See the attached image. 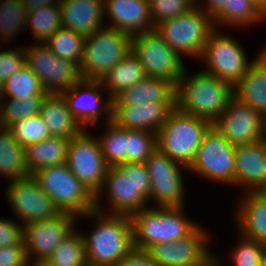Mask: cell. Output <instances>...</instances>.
Listing matches in <instances>:
<instances>
[{"mask_svg":"<svg viewBox=\"0 0 266 266\" xmlns=\"http://www.w3.org/2000/svg\"><path fill=\"white\" fill-rule=\"evenodd\" d=\"M188 173L235 188V147L211 126L188 167Z\"/></svg>","mask_w":266,"mask_h":266,"instance_id":"10","label":"cell"},{"mask_svg":"<svg viewBox=\"0 0 266 266\" xmlns=\"http://www.w3.org/2000/svg\"><path fill=\"white\" fill-rule=\"evenodd\" d=\"M265 123L266 117L234 96L212 126L236 147L264 140Z\"/></svg>","mask_w":266,"mask_h":266,"instance_id":"17","label":"cell"},{"mask_svg":"<svg viewBox=\"0 0 266 266\" xmlns=\"http://www.w3.org/2000/svg\"><path fill=\"white\" fill-rule=\"evenodd\" d=\"M132 53L148 77L167 80L175 87L187 69L184 59L170 48L156 30L133 36Z\"/></svg>","mask_w":266,"mask_h":266,"instance_id":"12","label":"cell"},{"mask_svg":"<svg viewBox=\"0 0 266 266\" xmlns=\"http://www.w3.org/2000/svg\"><path fill=\"white\" fill-rule=\"evenodd\" d=\"M23 47L25 64L39 77L47 93L60 94L81 80L79 67L53 54L45 43Z\"/></svg>","mask_w":266,"mask_h":266,"instance_id":"16","label":"cell"},{"mask_svg":"<svg viewBox=\"0 0 266 266\" xmlns=\"http://www.w3.org/2000/svg\"><path fill=\"white\" fill-rule=\"evenodd\" d=\"M103 93L106 94L105 98ZM60 94L71 114L84 129L99 128L98 124L112 121L113 99L101 81L81 79Z\"/></svg>","mask_w":266,"mask_h":266,"instance_id":"14","label":"cell"},{"mask_svg":"<svg viewBox=\"0 0 266 266\" xmlns=\"http://www.w3.org/2000/svg\"><path fill=\"white\" fill-rule=\"evenodd\" d=\"M266 9V0H257Z\"/></svg>","mask_w":266,"mask_h":266,"instance_id":"52","label":"cell"},{"mask_svg":"<svg viewBox=\"0 0 266 266\" xmlns=\"http://www.w3.org/2000/svg\"><path fill=\"white\" fill-rule=\"evenodd\" d=\"M62 27L89 35L106 27L104 0H61Z\"/></svg>","mask_w":266,"mask_h":266,"instance_id":"24","label":"cell"},{"mask_svg":"<svg viewBox=\"0 0 266 266\" xmlns=\"http://www.w3.org/2000/svg\"><path fill=\"white\" fill-rule=\"evenodd\" d=\"M116 266H159L145 250L133 248Z\"/></svg>","mask_w":266,"mask_h":266,"instance_id":"46","label":"cell"},{"mask_svg":"<svg viewBox=\"0 0 266 266\" xmlns=\"http://www.w3.org/2000/svg\"><path fill=\"white\" fill-rule=\"evenodd\" d=\"M7 183L4 190L5 200L14 213V218L17 217L16 220L23 226L49 220L63 213L32 175L9 180Z\"/></svg>","mask_w":266,"mask_h":266,"instance_id":"13","label":"cell"},{"mask_svg":"<svg viewBox=\"0 0 266 266\" xmlns=\"http://www.w3.org/2000/svg\"><path fill=\"white\" fill-rule=\"evenodd\" d=\"M1 47V46H0ZM1 49V48H0ZM25 65L24 47H6L0 50V80L4 82Z\"/></svg>","mask_w":266,"mask_h":266,"instance_id":"43","label":"cell"},{"mask_svg":"<svg viewBox=\"0 0 266 266\" xmlns=\"http://www.w3.org/2000/svg\"><path fill=\"white\" fill-rule=\"evenodd\" d=\"M5 97V94H4V87H3V82L0 80V103H1V100Z\"/></svg>","mask_w":266,"mask_h":266,"instance_id":"51","label":"cell"},{"mask_svg":"<svg viewBox=\"0 0 266 266\" xmlns=\"http://www.w3.org/2000/svg\"><path fill=\"white\" fill-rule=\"evenodd\" d=\"M8 129L23 147L51 137L48 126L40 114L18 120L11 124Z\"/></svg>","mask_w":266,"mask_h":266,"instance_id":"40","label":"cell"},{"mask_svg":"<svg viewBox=\"0 0 266 266\" xmlns=\"http://www.w3.org/2000/svg\"><path fill=\"white\" fill-rule=\"evenodd\" d=\"M148 76L138 58L130 52L118 62L101 80L105 90L115 99L124 90L130 88Z\"/></svg>","mask_w":266,"mask_h":266,"instance_id":"30","label":"cell"},{"mask_svg":"<svg viewBox=\"0 0 266 266\" xmlns=\"http://www.w3.org/2000/svg\"><path fill=\"white\" fill-rule=\"evenodd\" d=\"M29 266H55V265L47 259H40L29 262Z\"/></svg>","mask_w":266,"mask_h":266,"instance_id":"50","label":"cell"},{"mask_svg":"<svg viewBox=\"0 0 266 266\" xmlns=\"http://www.w3.org/2000/svg\"><path fill=\"white\" fill-rule=\"evenodd\" d=\"M84 129L69 140L67 166L81 183L95 196L100 191L108 166L101 152L97 136Z\"/></svg>","mask_w":266,"mask_h":266,"instance_id":"15","label":"cell"},{"mask_svg":"<svg viewBox=\"0 0 266 266\" xmlns=\"http://www.w3.org/2000/svg\"><path fill=\"white\" fill-rule=\"evenodd\" d=\"M156 148V133L126 129V162L144 163Z\"/></svg>","mask_w":266,"mask_h":266,"instance_id":"41","label":"cell"},{"mask_svg":"<svg viewBox=\"0 0 266 266\" xmlns=\"http://www.w3.org/2000/svg\"><path fill=\"white\" fill-rule=\"evenodd\" d=\"M106 27L132 37L155 30L149 0H104ZM107 17V18H106Z\"/></svg>","mask_w":266,"mask_h":266,"instance_id":"20","label":"cell"},{"mask_svg":"<svg viewBox=\"0 0 266 266\" xmlns=\"http://www.w3.org/2000/svg\"><path fill=\"white\" fill-rule=\"evenodd\" d=\"M260 192L266 196V186Z\"/></svg>","mask_w":266,"mask_h":266,"instance_id":"53","label":"cell"},{"mask_svg":"<svg viewBox=\"0 0 266 266\" xmlns=\"http://www.w3.org/2000/svg\"><path fill=\"white\" fill-rule=\"evenodd\" d=\"M82 218L95 223L88 232L81 231L88 266H116L134 248L130 216L93 210L79 216L77 225Z\"/></svg>","mask_w":266,"mask_h":266,"instance_id":"2","label":"cell"},{"mask_svg":"<svg viewBox=\"0 0 266 266\" xmlns=\"http://www.w3.org/2000/svg\"><path fill=\"white\" fill-rule=\"evenodd\" d=\"M183 207H146L131 218L133 247L146 250L151 245L174 242L189 236L199 225Z\"/></svg>","mask_w":266,"mask_h":266,"instance_id":"4","label":"cell"},{"mask_svg":"<svg viewBox=\"0 0 266 266\" xmlns=\"http://www.w3.org/2000/svg\"><path fill=\"white\" fill-rule=\"evenodd\" d=\"M39 114L48 126L51 136L70 140L84 130L71 114L61 94L48 93L41 104Z\"/></svg>","mask_w":266,"mask_h":266,"instance_id":"26","label":"cell"},{"mask_svg":"<svg viewBox=\"0 0 266 266\" xmlns=\"http://www.w3.org/2000/svg\"><path fill=\"white\" fill-rule=\"evenodd\" d=\"M0 266H29L24 245L0 247Z\"/></svg>","mask_w":266,"mask_h":266,"instance_id":"45","label":"cell"},{"mask_svg":"<svg viewBox=\"0 0 266 266\" xmlns=\"http://www.w3.org/2000/svg\"><path fill=\"white\" fill-rule=\"evenodd\" d=\"M196 72L188 76L185 69L177 83L176 108L213 124L234 97V86L202 69Z\"/></svg>","mask_w":266,"mask_h":266,"instance_id":"3","label":"cell"},{"mask_svg":"<svg viewBox=\"0 0 266 266\" xmlns=\"http://www.w3.org/2000/svg\"><path fill=\"white\" fill-rule=\"evenodd\" d=\"M237 244L233 245L231 251L227 254L229 264L232 266H263V260L266 253V246L253 239H249L236 232ZM230 258V259H229Z\"/></svg>","mask_w":266,"mask_h":266,"instance_id":"39","label":"cell"},{"mask_svg":"<svg viewBox=\"0 0 266 266\" xmlns=\"http://www.w3.org/2000/svg\"><path fill=\"white\" fill-rule=\"evenodd\" d=\"M44 98L45 96H33L29 99L4 97L0 103V127L8 128L18 120L38 115Z\"/></svg>","mask_w":266,"mask_h":266,"instance_id":"38","label":"cell"},{"mask_svg":"<svg viewBox=\"0 0 266 266\" xmlns=\"http://www.w3.org/2000/svg\"><path fill=\"white\" fill-rule=\"evenodd\" d=\"M27 15L23 0L0 2V46L10 44L24 29L26 32Z\"/></svg>","mask_w":266,"mask_h":266,"instance_id":"32","label":"cell"},{"mask_svg":"<svg viewBox=\"0 0 266 266\" xmlns=\"http://www.w3.org/2000/svg\"><path fill=\"white\" fill-rule=\"evenodd\" d=\"M210 233L202 223L185 238L157 243L145 251L159 266H199L214 253Z\"/></svg>","mask_w":266,"mask_h":266,"instance_id":"18","label":"cell"},{"mask_svg":"<svg viewBox=\"0 0 266 266\" xmlns=\"http://www.w3.org/2000/svg\"><path fill=\"white\" fill-rule=\"evenodd\" d=\"M175 103H143L142 105H113L112 121L122 129L157 133Z\"/></svg>","mask_w":266,"mask_h":266,"instance_id":"23","label":"cell"},{"mask_svg":"<svg viewBox=\"0 0 266 266\" xmlns=\"http://www.w3.org/2000/svg\"><path fill=\"white\" fill-rule=\"evenodd\" d=\"M61 0H23L27 12L36 10L41 6L59 5Z\"/></svg>","mask_w":266,"mask_h":266,"instance_id":"48","label":"cell"},{"mask_svg":"<svg viewBox=\"0 0 266 266\" xmlns=\"http://www.w3.org/2000/svg\"><path fill=\"white\" fill-rule=\"evenodd\" d=\"M263 266H266V253H265L264 260H263Z\"/></svg>","mask_w":266,"mask_h":266,"instance_id":"54","label":"cell"},{"mask_svg":"<svg viewBox=\"0 0 266 266\" xmlns=\"http://www.w3.org/2000/svg\"><path fill=\"white\" fill-rule=\"evenodd\" d=\"M105 129L98 140L104 160L108 167H116L126 162V129L118 127L113 121L102 124Z\"/></svg>","mask_w":266,"mask_h":266,"instance_id":"37","label":"cell"},{"mask_svg":"<svg viewBox=\"0 0 266 266\" xmlns=\"http://www.w3.org/2000/svg\"><path fill=\"white\" fill-rule=\"evenodd\" d=\"M232 215L237 231L266 246V196L260 191L242 192Z\"/></svg>","mask_w":266,"mask_h":266,"instance_id":"22","label":"cell"},{"mask_svg":"<svg viewBox=\"0 0 266 266\" xmlns=\"http://www.w3.org/2000/svg\"><path fill=\"white\" fill-rule=\"evenodd\" d=\"M151 182L144 163L125 162L108 167L103 185L95 196V210L131 216L149 206ZM107 197H105V196ZM102 197L106 198V205Z\"/></svg>","mask_w":266,"mask_h":266,"instance_id":"1","label":"cell"},{"mask_svg":"<svg viewBox=\"0 0 266 266\" xmlns=\"http://www.w3.org/2000/svg\"><path fill=\"white\" fill-rule=\"evenodd\" d=\"M264 140L266 141V123H265V138Z\"/></svg>","mask_w":266,"mask_h":266,"instance_id":"55","label":"cell"},{"mask_svg":"<svg viewBox=\"0 0 266 266\" xmlns=\"http://www.w3.org/2000/svg\"><path fill=\"white\" fill-rule=\"evenodd\" d=\"M69 139L51 136L25 147L26 167L29 175L47 166L66 164Z\"/></svg>","mask_w":266,"mask_h":266,"instance_id":"29","label":"cell"},{"mask_svg":"<svg viewBox=\"0 0 266 266\" xmlns=\"http://www.w3.org/2000/svg\"><path fill=\"white\" fill-rule=\"evenodd\" d=\"M227 4L228 0H198L196 3L198 7L212 18H214Z\"/></svg>","mask_w":266,"mask_h":266,"instance_id":"47","label":"cell"},{"mask_svg":"<svg viewBox=\"0 0 266 266\" xmlns=\"http://www.w3.org/2000/svg\"><path fill=\"white\" fill-rule=\"evenodd\" d=\"M211 126L207 119L185 114L175 107L156 133L157 148L188 168Z\"/></svg>","mask_w":266,"mask_h":266,"instance_id":"5","label":"cell"},{"mask_svg":"<svg viewBox=\"0 0 266 266\" xmlns=\"http://www.w3.org/2000/svg\"><path fill=\"white\" fill-rule=\"evenodd\" d=\"M10 245H24L23 225L12 217H0V247Z\"/></svg>","mask_w":266,"mask_h":266,"instance_id":"44","label":"cell"},{"mask_svg":"<svg viewBox=\"0 0 266 266\" xmlns=\"http://www.w3.org/2000/svg\"><path fill=\"white\" fill-rule=\"evenodd\" d=\"M265 49L266 43L258 50L255 58L249 60L248 53L238 39L215 28L209 35L199 63L205 64L202 70L206 73L215 75L235 86L246 75L248 67Z\"/></svg>","mask_w":266,"mask_h":266,"instance_id":"6","label":"cell"},{"mask_svg":"<svg viewBox=\"0 0 266 266\" xmlns=\"http://www.w3.org/2000/svg\"><path fill=\"white\" fill-rule=\"evenodd\" d=\"M27 176L25 147L8 128L0 127V177L9 181Z\"/></svg>","mask_w":266,"mask_h":266,"instance_id":"31","label":"cell"},{"mask_svg":"<svg viewBox=\"0 0 266 266\" xmlns=\"http://www.w3.org/2000/svg\"><path fill=\"white\" fill-rule=\"evenodd\" d=\"M150 16L155 27L160 22L186 14L196 4L192 0H149Z\"/></svg>","mask_w":266,"mask_h":266,"instance_id":"42","label":"cell"},{"mask_svg":"<svg viewBox=\"0 0 266 266\" xmlns=\"http://www.w3.org/2000/svg\"><path fill=\"white\" fill-rule=\"evenodd\" d=\"M144 164L151 182L149 207L185 206L187 185L184 184L186 182L182 172L188 173V168L173 161L158 148L150 154Z\"/></svg>","mask_w":266,"mask_h":266,"instance_id":"11","label":"cell"},{"mask_svg":"<svg viewBox=\"0 0 266 266\" xmlns=\"http://www.w3.org/2000/svg\"><path fill=\"white\" fill-rule=\"evenodd\" d=\"M175 95L176 87L171 82L147 77L120 93L113 99V105H142L150 102L175 103Z\"/></svg>","mask_w":266,"mask_h":266,"instance_id":"27","label":"cell"},{"mask_svg":"<svg viewBox=\"0 0 266 266\" xmlns=\"http://www.w3.org/2000/svg\"><path fill=\"white\" fill-rule=\"evenodd\" d=\"M266 186V141L235 147V188L261 191Z\"/></svg>","mask_w":266,"mask_h":266,"instance_id":"21","label":"cell"},{"mask_svg":"<svg viewBox=\"0 0 266 266\" xmlns=\"http://www.w3.org/2000/svg\"><path fill=\"white\" fill-rule=\"evenodd\" d=\"M225 257H222L218 254L216 255L215 253H213L205 262H203L201 265L199 266H223L225 265L224 262L227 260L224 259Z\"/></svg>","mask_w":266,"mask_h":266,"instance_id":"49","label":"cell"},{"mask_svg":"<svg viewBox=\"0 0 266 266\" xmlns=\"http://www.w3.org/2000/svg\"><path fill=\"white\" fill-rule=\"evenodd\" d=\"M85 35L61 27L44 43L56 56L75 63H81L84 50Z\"/></svg>","mask_w":266,"mask_h":266,"instance_id":"34","label":"cell"},{"mask_svg":"<svg viewBox=\"0 0 266 266\" xmlns=\"http://www.w3.org/2000/svg\"><path fill=\"white\" fill-rule=\"evenodd\" d=\"M62 27L59 5L41 6L28 12L26 30L29 29L36 43H44Z\"/></svg>","mask_w":266,"mask_h":266,"instance_id":"33","label":"cell"},{"mask_svg":"<svg viewBox=\"0 0 266 266\" xmlns=\"http://www.w3.org/2000/svg\"><path fill=\"white\" fill-rule=\"evenodd\" d=\"M266 22V9L257 0H228V4L213 18L215 28L248 30ZM250 26V27H249Z\"/></svg>","mask_w":266,"mask_h":266,"instance_id":"28","label":"cell"},{"mask_svg":"<svg viewBox=\"0 0 266 266\" xmlns=\"http://www.w3.org/2000/svg\"><path fill=\"white\" fill-rule=\"evenodd\" d=\"M77 216H59L23 226V243L29 262L47 259L54 249L77 227Z\"/></svg>","mask_w":266,"mask_h":266,"instance_id":"19","label":"cell"},{"mask_svg":"<svg viewBox=\"0 0 266 266\" xmlns=\"http://www.w3.org/2000/svg\"><path fill=\"white\" fill-rule=\"evenodd\" d=\"M55 266H88L85 241L78 226L54 249L47 258Z\"/></svg>","mask_w":266,"mask_h":266,"instance_id":"35","label":"cell"},{"mask_svg":"<svg viewBox=\"0 0 266 266\" xmlns=\"http://www.w3.org/2000/svg\"><path fill=\"white\" fill-rule=\"evenodd\" d=\"M213 18L197 5L186 14L167 19L155 26L157 33L181 57L199 61L210 33Z\"/></svg>","mask_w":266,"mask_h":266,"instance_id":"8","label":"cell"},{"mask_svg":"<svg viewBox=\"0 0 266 266\" xmlns=\"http://www.w3.org/2000/svg\"><path fill=\"white\" fill-rule=\"evenodd\" d=\"M234 96L266 117V49L234 86Z\"/></svg>","mask_w":266,"mask_h":266,"instance_id":"25","label":"cell"},{"mask_svg":"<svg viewBox=\"0 0 266 266\" xmlns=\"http://www.w3.org/2000/svg\"><path fill=\"white\" fill-rule=\"evenodd\" d=\"M132 52V36L104 27L85 36L79 74L82 80L101 81L118 62Z\"/></svg>","mask_w":266,"mask_h":266,"instance_id":"7","label":"cell"},{"mask_svg":"<svg viewBox=\"0 0 266 266\" xmlns=\"http://www.w3.org/2000/svg\"><path fill=\"white\" fill-rule=\"evenodd\" d=\"M32 176L62 212L79 217L95 210V195L70 171L67 164L47 166Z\"/></svg>","mask_w":266,"mask_h":266,"instance_id":"9","label":"cell"},{"mask_svg":"<svg viewBox=\"0 0 266 266\" xmlns=\"http://www.w3.org/2000/svg\"><path fill=\"white\" fill-rule=\"evenodd\" d=\"M5 97L31 98L46 96L48 93L42 87L39 77L25 64L3 82Z\"/></svg>","mask_w":266,"mask_h":266,"instance_id":"36","label":"cell"}]
</instances>
